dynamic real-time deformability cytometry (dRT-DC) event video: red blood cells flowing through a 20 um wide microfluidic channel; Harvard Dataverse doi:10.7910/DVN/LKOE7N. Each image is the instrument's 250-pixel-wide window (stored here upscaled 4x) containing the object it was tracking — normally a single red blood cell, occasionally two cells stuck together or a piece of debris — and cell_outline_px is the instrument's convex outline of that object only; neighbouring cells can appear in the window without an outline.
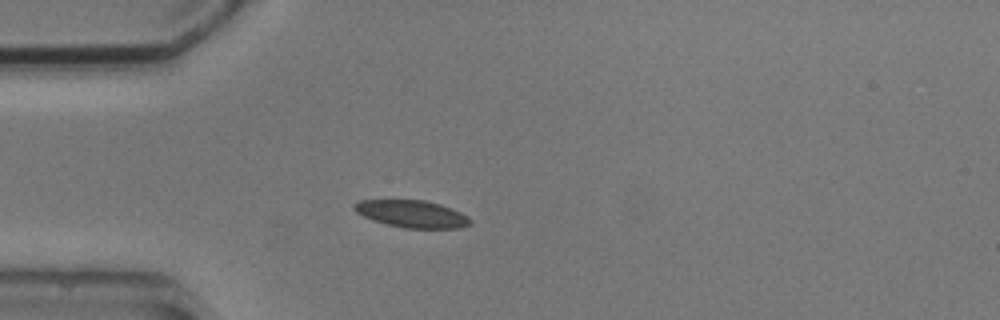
{"species": "common noctule bat (a hibernating species)", "species_latin": "Nyctalus noctula", "temperature_condition": "cold", "stored_images_in_passage": 4, "camera_frame_rate_fps": 3000, "um_per_image_px": 0.085, "animal": {"sex": "male", "body_mass_g": 20.5, "forearm_length_mm": 52.5}, "frame": {"image": 1, "passage_image": 3, "time_ms": 2.333, "image_size_px": [1000, 320], "cell_outline_px": [[472, 224], [460, 228], [404, 228], [384, 224], [372, 220], [356, 212], [352, 208], [352, 204], [360, 200], [424, 200], [440, 204], [452, 208], [468, 216], [472, 220]], "centroid_in_image_um": [35.01, 18.18], "position_along_channel_um": 50.0, "area_um2": 18.61}}